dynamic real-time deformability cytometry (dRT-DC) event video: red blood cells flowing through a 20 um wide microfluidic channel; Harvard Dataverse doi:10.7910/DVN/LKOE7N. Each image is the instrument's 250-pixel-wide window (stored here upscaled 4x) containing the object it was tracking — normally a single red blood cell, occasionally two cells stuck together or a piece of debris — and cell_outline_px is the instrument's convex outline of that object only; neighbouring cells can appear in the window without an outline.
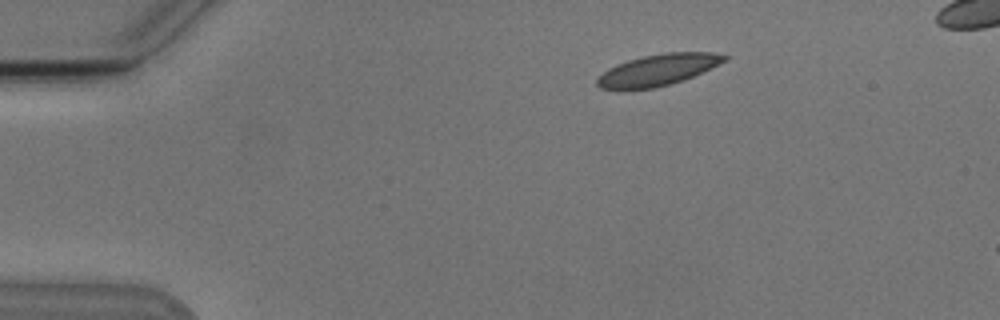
{"species": "Egyptian fruit bat (a non-hibernating species)", "species_latin": "Rousettus aegyptiacus", "temperature_condition": "cold", "stored_images_in_passage": 3, "camera_frame_rate_fps": 3000, "um_per_image_px": 0.085, "animal": {"sex": "male"}, "frame": {"image": 1, "passage_image": 1, "time_ms": 0.0, "image_size_px": [1000, 320], "cell_outline_px": [[728, 60], [684, 80], [652, 88], [600, 88], [596, 84], [596, 80], [608, 68], [616, 64], [628, 60], [644, 56], [664, 52], [716, 52], [728, 56]], "centroid_in_image_um": [55.97, 5.91], "position_along_channel_um": 29.0, "area_um2": 22.89}}